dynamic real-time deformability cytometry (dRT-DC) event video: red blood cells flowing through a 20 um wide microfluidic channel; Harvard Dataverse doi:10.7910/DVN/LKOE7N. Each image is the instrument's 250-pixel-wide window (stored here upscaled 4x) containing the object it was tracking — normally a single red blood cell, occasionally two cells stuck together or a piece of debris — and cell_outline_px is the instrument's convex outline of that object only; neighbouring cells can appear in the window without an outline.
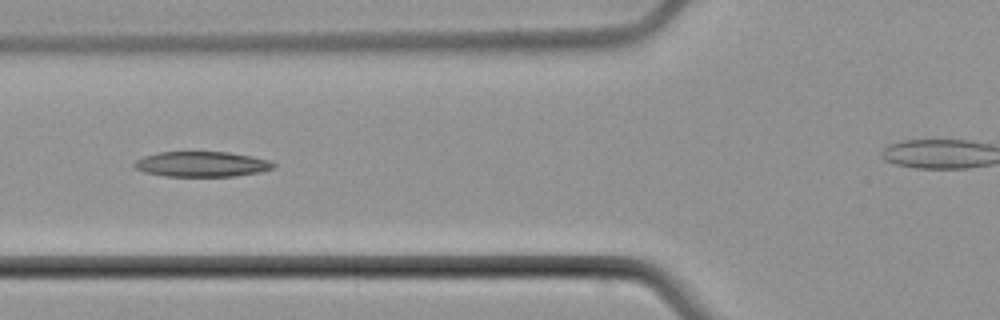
{"species": "common noctule bat (a hibernating species)", "species_latin": "Nyctalus noctula", "temperature_condition": "cold", "stored_images_in_passage": 6, "camera_frame_rate_fps": 3000, "um_per_image_px": 0.085, "animal": {"sex": "male", "body_mass_g": 21.5, "forearm_length_mm": 52.0}, "frame": {"image": 1, "passage_image": 5, "time_ms": 4.667, "image_size_px": [1000, 320], "cell_outline_px": [[276, 168], [260, 172], [236, 176], [164, 176], [144, 172], [136, 168], [132, 164], [136, 160], [144, 156], [160, 152], [228, 152], [252, 156], [268, 160], [276, 164]], "centroid_in_image_um": [17.17, 13.95], "position_along_channel_um": 108.6, "area_um2": 20.52}}
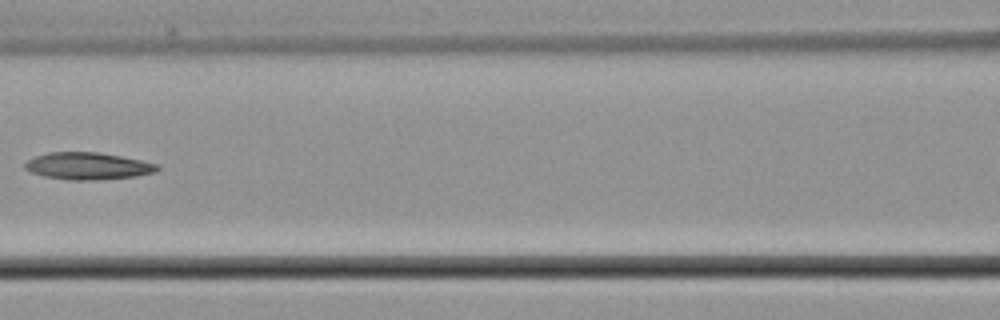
{"frame": {"image": 2, "passage_image": 6, "time_ms": 6.0, "image_size_px": [1000, 320], "cell_outline_px": [[160, 168], [156, 172], [136, 176], [100, 180], [68, 180], [44, 176], [32, 172], [24, 168], [24, 164], [28, 160], [36, 156], [48, 152], [100, 152], [160, 164]], "centroid_in_image_um": [7.5, 14.11], "position_along_channel_um": 159.1, "area_um2": 20.98}}